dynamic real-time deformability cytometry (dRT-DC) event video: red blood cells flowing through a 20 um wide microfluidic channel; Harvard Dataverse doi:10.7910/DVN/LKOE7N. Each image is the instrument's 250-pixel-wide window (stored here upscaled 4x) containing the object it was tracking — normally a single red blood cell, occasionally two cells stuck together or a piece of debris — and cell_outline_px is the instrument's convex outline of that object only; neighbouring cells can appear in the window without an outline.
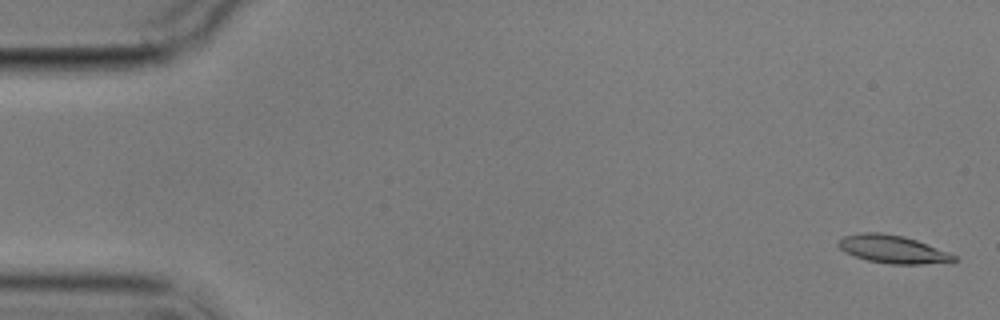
{"species": "common noctule bat (a hibernating species)", "species_latin": "Nyctalus noctula", "temperature_condition": "cold", "stored_images_in_passage": 5, "camera_frame_rate_fps": 3000, "um_per_image_px": 0.085, "animal": {"sex": "male", "body_mass_g": 17.9}, "frame": {"image": 1, "passage_image": 1, "time_ms": 0.0, "image_size_px": [1000, 320], "cell_outline_px": [[960, 260], [920, 264], [888, 264], [868, 260], [844, 252], [836, 244], [844, 236], [860, 232], [880, 232], [904, 236], [916, 240], [948, 252], [956, 256]], "centroid_in_image_um": [75.85, 21.17], "position_along_channel_um": 9.1, "area_um2": 18.67}}